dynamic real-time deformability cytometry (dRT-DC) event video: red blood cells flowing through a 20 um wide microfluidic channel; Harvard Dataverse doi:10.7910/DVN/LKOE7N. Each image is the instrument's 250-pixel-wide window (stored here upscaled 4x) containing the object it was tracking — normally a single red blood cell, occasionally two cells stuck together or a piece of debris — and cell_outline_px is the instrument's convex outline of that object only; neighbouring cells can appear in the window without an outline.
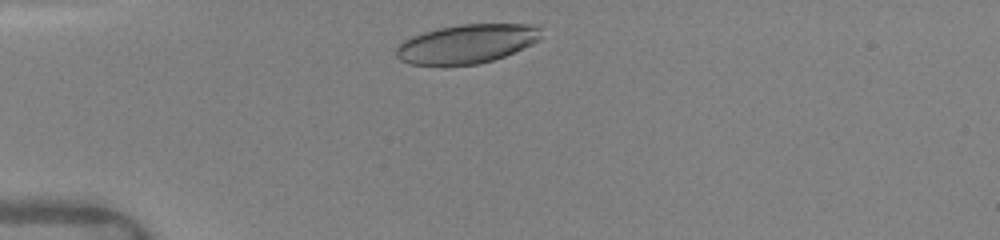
{"species": "human", "species_latin": "Homo sapiens", "temperature_condition": "warm", "stored_images_in_passage": 23, "camera_frame_rate_fps": 3000, "um_per_image_px": 0.085, "donor": {"sex": "female"}, "frame": {"image": 1, "passage_image": 1, "time_ms": 0.0, "image_size_px": [1000, 240], "cell_outline_px": [[540, 40], [532, 44], [504, 56], [480, 64], [444, 68], [412, 64], [400, 60], [396, 56], [396, 48], [404, 40], [412, 36], [424, 32], [440, 28], [460, 24], [536, 24], [540, 28]], "centroid_in_image_um": [39.65, 3.76], "position_along_channel_um": 45.4, "area_um2": 33.58}}
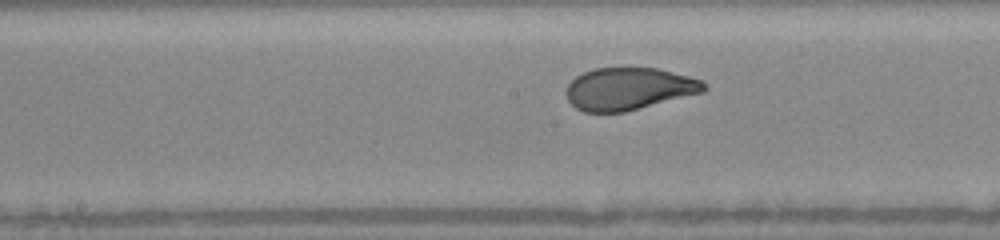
{"frame": {"image": 2, "passage_image": 11, "time_ms": 4.333, "image_size_px": [1000, 240], "cell_outline_px": [[708, 88], [704, 92], [624, 112], [584, 112], [576, 108], [568, 100], [564, 92], [568, 84], [576, 76], [592, 68], [656, 68], [704, 80], [708, 84]], "centroid_in_image_um": [53.46, 7.54], "position_along_channel_um": 194.7, "area_um2": 34.1}}
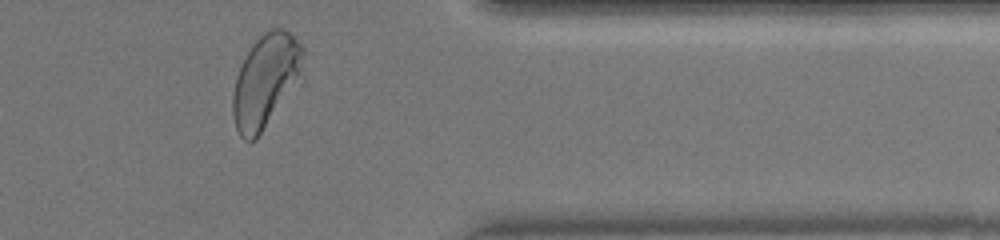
{"frame": {"image": 3, "passage_image": 23, "time_ms": 9.333, "image_size_px": [1000, 240], "cell_outline_px": [[304, 52], [300, 68], [256, 140], [244, 140], [240, 136], [236, 128], [232, 116], [232, 96], [236, 76], [240, 64], [252, 44], [264, 32], [272, 28], [284, 28], [304, 48]], "centroid_in_image_um": [22.45, 6.81], "position_along_channel_um": 388.9, "area_um2": 36.13}, "authors_computed_cell_mechanics": {"area_um2": 35.4314, "velocity_mm_per_s": 4.0882, "shape_relaxation_time_tau1_ms": 2.7738, "shape_relaxation_time_tau2_ms": null, "deformation_change_tau1": 0.1596, "deformation_change_tau2": null}}